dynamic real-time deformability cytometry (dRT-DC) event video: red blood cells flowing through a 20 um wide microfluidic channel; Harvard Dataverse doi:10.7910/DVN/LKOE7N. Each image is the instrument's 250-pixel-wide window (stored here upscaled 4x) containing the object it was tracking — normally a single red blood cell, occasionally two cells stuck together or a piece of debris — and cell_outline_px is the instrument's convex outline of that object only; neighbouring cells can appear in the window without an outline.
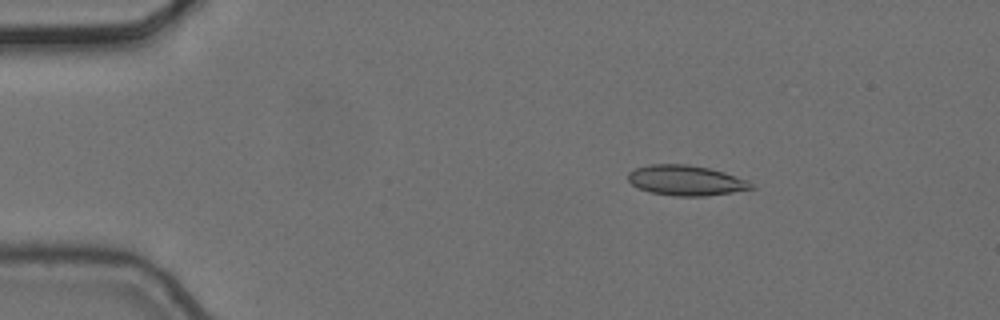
{"species": "common noctule bat (a hibernating species)", "species_latin": "Nyctalus noctula", "temperature_condition": "cold", "stored_images_in_passage": 4, "camera_frame_rate_fps": 3000, "um_per_image_px": 0.085, "animal": {"sex": "female", "body_mass_g": 24.6, "forearm_length_mm": 56.2}, "frame": {"image": 1, "passage_image": 2, "time_ms": 0.333, "image_size_px": [1000, 320], "cell_outline_px": [[756, 188], [732, 192], [704, 196], [672, 196], [652, 192], [640, 188], [632, 184], [628, 180], [628, 172], [636, 168], [652, 164], [688, 164], [708, 168], [724, 172], [744, 180], [752, 184]], "centroid_in_image_um": [58.28, 15.33], "position_along_channel_um": 26.7, "area_um2": 21.39}}